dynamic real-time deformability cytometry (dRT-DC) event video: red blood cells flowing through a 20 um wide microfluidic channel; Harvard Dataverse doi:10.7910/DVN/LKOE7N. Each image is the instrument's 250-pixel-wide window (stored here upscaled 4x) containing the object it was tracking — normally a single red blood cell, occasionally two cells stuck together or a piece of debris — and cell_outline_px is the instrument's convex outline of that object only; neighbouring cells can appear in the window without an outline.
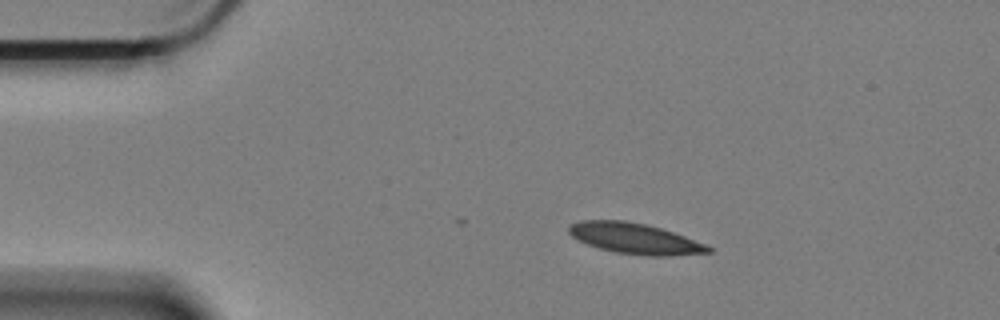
{"species": "Egyptian fruit bat (a non-hibernating species)", "species_latin": "Rousettus aegyptiacus", "temperature_condition": "cold", "stored_images_in_passage": 36, "camera_frame_rate_fps": 3000, "um_per_image_px": 0.085, "animal": {"sex": "female"}, "frame": {"image": 1, "passage_image": 1, "time_ms": 0.0, "image_size_px": [1000, 320], "cell_outline_px": [[712, 252], [672, 256], [644, 256], [616, 252], [600, 248], [576, 240], [568, 232], [568, 224], [580, 220], [624, 220], [644, 224], [660, 228], [684, 236], [704, 244], [712, 248]], "centroid_in_image_um": [53.92, 20.27], "position_along_channel_um": 31.1, "area_um2": 24.91}}
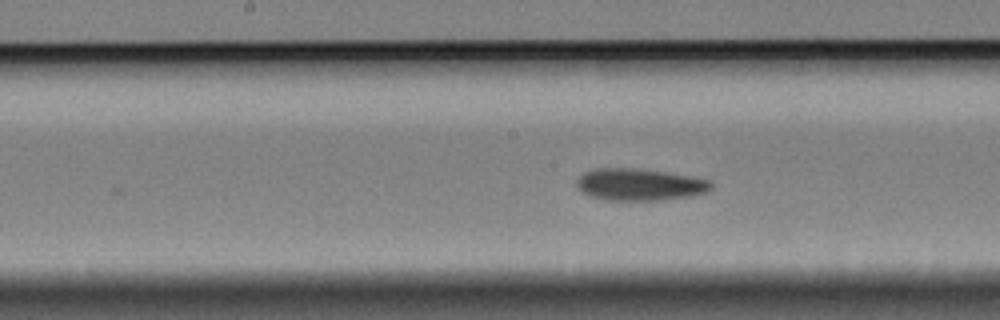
{"frame": {"image": 2, "passage_image": 20, "time_ms": 6.333, "image_size_px": [1000, 320], "cell_outline_px": [[712, 188], [708, 192], [688, 196], [656, 200], [604, 200], [580, 192], [576, 188], [576, 180], [584, 172], [596, 168], [632, 168], [664, 172], [708, 180], [712, 184]], "centroid_in_image_um": [54.29, 15.69], "position_along_channel_um": 193.9, "area_um2": 24.8}}
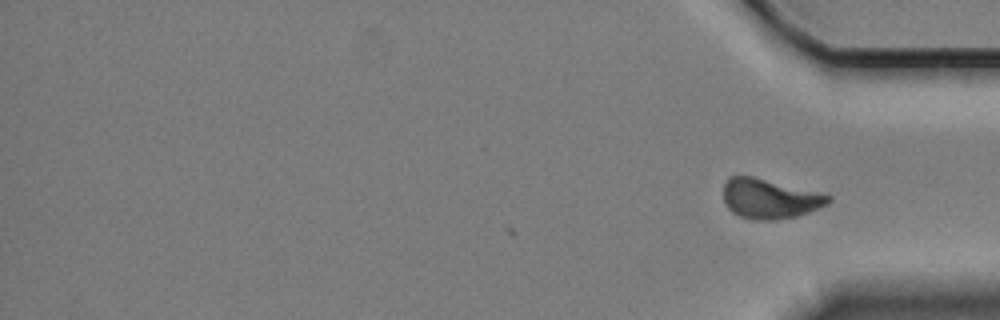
{"frame": {"image": 3, "passage_image": 36, "time_ms": 11.667, "image_size_px": [1000, 320], "cell_outline_px": [[832, 200], [828, 204], [808, 212], [796, 216], [776, 220], [752, 220], [740, 216], [732, 212], [728, 208], [724, 200], [724, 184], [728, 176], [752, 176], [832, 196]], "centroid_in_image_um": [65.4, 16.9], "position_along_channel_um": 369.8, "area_um2": 24.1}, "authors_computed_cell_mechanics": {"area_um2": 25.0563, "velocity_mm_per_s": 3.3175, "shape_relaxation_time_tau1_ms": 9.4079, "shape_relaxation_time_tau2_ms": 2.5448, "deformation_change_tau1": 0.1327, "deformation_change_tau2": 0.0642}}